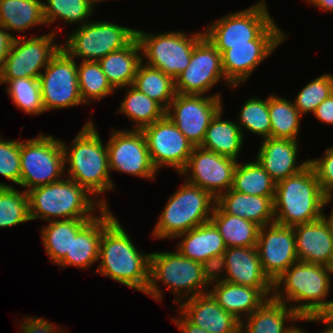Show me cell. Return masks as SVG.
Listing matches in <instances>:
<instances>
[{
	"instance_id": "cell-3",
	"label": "cell",
	"mask_w": 333,
	"mask_h": 333,
	"mask_svg": "<svg viewBox=\"0 0 333 333\" xmlns=\"http://www.w3.org/2000/svg\"><path fill=\"white\" fill-rule=\"evenodd\" d=\"M275 223L295 226L318 220L328 202L312 166L276 183L273 199Z\"/></svg>"
},
{
	"instance_id": "cell-34",
	"label": "cell",
	"mask_w": 333,
	"mask_h": 333,
	"mask_svg": "<svg viewBox=\"0 0 333 333\" xmlns=\"http://www.w3.org/2000/svg\"><path fill=\"white\" fill-rule=\"evenodd\" d=\"M46 25L41 0H0V25L8 32H25L36 25Z\"/></svg>"
},
{
	"instance_id": "cell-33",
	"label": "cell",
	"mask_w": 333,
	"mask_h": 333,
	"mask_svg": "<svg viewBox=\"0 0 333 333\" xmlns=\"http://www.w3.org/2000/svg\"><path fill=\"white\" fill-rule=\"evenodd\" d=\"M93 218H77L48 222L40 230L45 251L56 265L70 253L72 239Z\"/></svg>"
},
{
	"instance_id": "cell-59",
	"label": "cell",
	"mask_w": 333,
	"mask_h": 333,
	"mask_svg": "<svg viewBox=\"0 0 333 333\" xmlns=\"http://www.w3.org/2000/svg\"><path fill=\"white\" fill-rule=\"evenodd\" d=\"M297 333H305L304 330L300 329Z\"/></svg>"
},
{
	"instance_id": "cell-25",
	"label": "cell",
	"mask_w": 333,
	"mask_h": 333,
	"mask_svg": "<svg viewBox=\"0 0 333 333\" xmlns=\"http://www.w3.org/2000/svg\"><path fill=\"white\" fill-rule=\"evenodd\" d=\"M209 290L218 304L242 321L243 313L248 317L267 299L272 298L273 287H250L223 281ZM270 295V296H269Z\"/></svg>"
},
{
	"instance_id": "cell-8",
	"label": "cell",
	"mask_w": 333,
	"mask_h": 333,
	"mask_svg": "<svg viewBox=\"0 0 333 333\" xmlns=\"http://www.w3.org/2000/svg\"><path fill=\"white\" fill-rule=\"evenodd\" d=\"M215 204L216 199L209 192L185 181L162 210L153 229V237L176 238L210 221Z\"/></svg>"
},
{
	"instance_id": "cell-21",
	"label": "cell",
	"mask_w": 333,
	"mask_h": 333,
	"mask_svg": "<svg viewBox=\"0 0 333 333\" xmlns=\"http://www.w3.org/2000/svg\"><path fill=\"white\" fill-rule=\"evenodd\" d=\"M281 42L283 40H253L251 45L230 46L221 54L226 83L233 88L244 83Z\"/></svg>"
},
{
	"instance_id": "cell-35",
	"label": "cell",
	"mask_w": 333,
	"mask_h": 333,
	"mask_svg": "<svg viewBox=\"0 0 333 333\" xmlns=\"http://www.w3.org/2000/svg\"><path fill=\"white\" fill-rule=\"evenodd\" d=\"M128 87L129 89L125 87L127 93L123 97L118 112H122L134 122L133 129L142 130L166 115V109L157 101L140 92L133 85Z\"/></svg>"
},
{
	"instance_id": "cell-20",
	"label": "cell",
	"mask_w": 333,
	"mask_h": 333,
	"mask_svg": "<svg viewBox=\"0 0 333 333\" xmlns=\"http://www.w3.org/2000/svg\"><path fill=\"white\" fill-rule=\"evenodd\" d=\"M178 305L191 323L209 333H240L241 321L225 311L210 292L187 298Z\"/></svg>"
},
{
	"instance_id": "cell-50",
	"label": "cell",
	"mask_w": 333,
	"mask_h": 333,
	"mask_svg": "<svg viewBox=\"0 0 333 333\" xmlns=\"http://www.w3.org/2000/svg\"><path fill=\"white\" fill-rule=\"evenodd\" d=\"M7 30L0 25V73L2 72L5 59L10 50L11 44L14 39V35L9 33Z\"/></svg>"
},
{
	"instance_id": "cell-16",
	"label": "cell",
	"mask_w": 333,
	"mask_h": 333,
	"mask_svg": "<svg viewBox=\"0 0 333 333\" xmlns=\"http://www.w3.org/2000/svg\"><path fill=\"white\" fill-rule=\"evenodd\" d=\"M109 171H118L146 179L158 172L151 162L142 130H115L107 143Z\"/></svg>"
},
{
	"instance_id": "cell-36",
	"label": "cell",
	"mask_w": 333,
	"mask_h": 333,
	"mask_svg": "<svg viewBox=\"0 0 333 333\" xmlns=\"http://www.w3.org/2000/svg\"><path fill=\"white\" fill-rule=\"evenodd\" d=\"M231 189L249 195L274 197L276 182L255 160L236 164Z\"/></svg>"
},
{
	"instance_id": "cell-53",
	"label": "cell",
	"mask_w": 333,
	"mask_h": 333,
	"mask_svg": "<svg viewBox=\"0 0 333 333\" xmlns=\"http://www.w3.org/2000/svg\"><path fill=\"white\" fill-rule=\"evenodd\" d=\"M320 316L329 324L333 326V300H330L327 308L320 314Z\"/></svg>"
},
{
	"instance_id": "cell-38",
	"label": "cell",
	"mask_w": 333,
	"mask_h": 333,
	"mask_svg": "<svg viewBox=\"0 0 333 333\" xmlns=\"http://www.w3.org/2000/svg\"><path fill=\"white\" fill-rule=\"evenodd\" d=\"M271 137L298 140L302 115L294 103L274 95L268 97Z\"/></svg>"
},
{
	"instance_id": "cell-28",
	"label": "cell",
	"mask_w": 333,
	"mask_h": 333,
	"mask_svg": "<svg viewBox=\"0 0 333 333\" xmlns=\"http://www.w3.org/2000/svg\"><path fill=\"white\" fill-rule=\"evenodd\" d=\"M274 197L244 194L231 188L216 199L227 214L255 222L260 227L275 223Z\"/></svg>"
},
{
	"instance_id": "cell-10",
	"label": "cell",
	"mask_w": 333,
	"mask_h": 333,
	"mask_svg": "<svg viewBox=\"0 0 333 333\" xmlns=\"http://www.w3.org/2000/svg\"><path fill=\"white\" fill-rule=\"evenodd\" d=\"M203 37V32L187 36L180 31L151 34L136 30L142 61L144 57L148 59L144 64L160 69L174 80L188 67L194 46Z\"/></svg>"
},
{
	"instance_id": "cell-49",
	"label": "cell",
	"mask_w": 333,
	"mask_h": 333,
	"mask_svg": "<svg viewBox=\"0 0 333 333\" xmlns=\"http://www.w3.org/2000/svg\"><path fill=\"white\" fill-rule=\"evenodd\" d=\"M319 121L333 125V93L312 113Z\"/></svg>"
},
{
	"instance_id": "cell-12",
	"label": "cell",
	"mask_w": 333,
	"mask_h": 333,
	"mask_svg": "<svg viewBox=\"0 0 333 333\" xmlns=\"http://www.w3.org/2000/svg\"><path fill=\"white\" fill-rule=\"evenodd\" d=\"M57 31L42 36H32L27 39L14 37L5 63L0 73V80L18 78H37L41 69L45 68L59 52L62 45L55 41Z\"/></svg>"
},
{
	"instance_id": "cell-29",
	"label": "cell",
	"mask_w": 333,
	"mask_h": 333,
	"mask_svg": "<svg viewBox=\"0 0 333 333\" xmlns=\"http://www.w3.org/2000/svg\"><path fill=\"white\" fill-rule=\"evenodd\" d=\"M182 238L177 250L186 258L202 263L217 255L224 254L227 247L217 228L211 221L178 235Z\"/></svg>"
},
{
	"instance_id": "cell-57",
	"label": "cell",
	"mask_w": 333,
	"mask_h": 333,
	"mask_svg": "<svg viewBox=\"0 0 333 333\" xmlns=\"http://www.w3.org/2000/svg\"><path fill=\"white\" fill-rule=\"evenodd\" d=\"M329 270H330V273L332 275L333 274V259H332L331 264L329 265Z\"/></svg>"
},
{
	"instance_id": "cell-26",
	"label": "cell",
	"mask_w": 333,
	"mask_h": 333,
	"mask_svg": "<svg viewBox=\"0 0 333 333\" xmlns=\"http://www.w3.org/2000/svg\"><path fill=\"white\" fill-rule=\"evenodd\" d=\"M223 281L250 287H273L264 273L257 247H231L224 252Z\"/></svg>"
},
{
	"instance_id": "cell-1",
	"label": "cell",
	"mask_w": 333,
	"mask_h": 333,
	"mask_svg": "<svg viewBox=\"0 0 333 333\" xmlns=\"http://www.w3.org/2000/svg\"><path fill=\"white\" fill-rule=\"evenodd\" d=\"M330 277L329 266L298 260L274 281L271 295L287 306L295 302L290 307L303 320L319 316L330 303L326 299L331 290Z\"/></svg>"
},
{
	"instance_id": "cell-4",
	"label": "cell",
	"mask_w": 333,
	"mask_h": 333,
	"mask_svg": "<svg viewBox=\"0 0 333 333\" xmlns=\"http://www.w3.org/2000/svg\"><path fill=\"white\" fill-rule=\"evenodd\" d=\"M27 195L30 221L39 218L51 222L60 220L58 217H62L61 220L94 218L95 208L101 211L108 207L106 200L91 197L84 187L68 177L30 189Z\"/></svg>"
},
{
	"instance_id": "cell-52",
	"label": "cell",
	"mask_w": 333,
	"mask_h": 333,
	"mask_svg": "<svg viewBox=\"0 0 333 333\" xmlns=\"http://www.w3.org/2000/svg\"><path fill=\"white\" fill-rule=\"evenodd\" d=\"M311 5L324 9L325 11L333 12V0H306Z\"/></svg>"
},
{
	"instance_id": "cell-2",
	"label": "cell",
	"mask_w": 333,
	"mask_h": 333,
	"mask_svg": "<svg viewBox=\"0 0 333 333\" xmlns=\"http://www.w3.org/2000/svg\"><path fill=\"white\" fill-rule=\"evenodd\" d=\"M98 260L101 262L96 273L146 292L149 285L150 254L137 250L117 218L103 231Z\"/></svg>"
},
{
	"instance_id": "cell-37",
	"label": "cell",
	"mask_w": 333,
	"mask_h": 333,
	"mask_svg": "<svg viewBox=\"0 0 333 333\" xmlns=\"http://www.w3.org/2000/svg\"><path fill=\"white\" fill-rule=\"evenodd\" d=\"M143 63L138 66L133 86L167 109L176 95L174 79Z\"/></svg>"
},
{
	"instance_id": "cell-45",
	"label": "cell",
	"mask_w": 333,
	"mask_h": 333,
	"mask_svg": "<svg viewBox=\"0 0 333 333\" xmlns=\"http://www.w3.org/2000/svg\"><path fill=\"white\" fill-rule=\"evenodd\" d=\"M0 174L16 185L20 184V141L0 138Z\"/></svg>"
},
{
	"instance_id": "cell-32",
	"label": "cell",
	"mask_w": 333,
	"mask_h": 333,
	"mask_svg": "<svg viewBox=\"0 0 333 333\" xmlns=\"http://www.w3.org/2000/svg\"><path fill=\"white\" fill-rule=\"evenodd\" d=\"M210 221L221 234L227 248L257 246L260 226L255 222L227 214L217 204Z\"/></svg>"
},
{
	"instance_id": "cell-24",
	"label": "cell",
	"mask_w": 333,
	"mask_h": 333,
	"mask_svg": "<svg viewBox=\"0 0 333 333\" xmlns=\"http://www.w3.org/2000/svg\"><path fill=\"white\" fill-rule=\"evenodd\" d=\"M298 141L281 138H266L257 153L256 160L277 183L304 169L309 160L297 165Z\"/></svg>"
},
{
	"instance_id": "cell-56",
	"label": "cell",
	"mask_w": 333,
	"mask_h": 333,
	"mask_svg": "<svg viewBox=\"0 0 333 333\" xmlns=\"http://www.w3.org/2000/svg\"><path fill=\"white\" fill-rule=\"evenodd\" d=\"M328 202L330 203L331 200H333V191L330 192V194L327 195Z\"/></svg>"
},
{
	"instance_id": "cell-5",
	"label": "cell",
	"mask_w": 333,
	"mask_h": 333,
	"mask_svg": "<svg viewBox=\"0 0 333 333\" xmlns=\"http://www.w3.org/2000/svg\"><path fill=\"white\" fill-rule=\"evenodd\" d=\"M96 129L89 120L69 147L61 141L65 164L69 163L68 178L84 187L93 197L114 188L108 167L107 145H103Z\"/></svg>"
},
{
	"instance_id": "cell-41",
	"label": "cell",
	"mask_w": 333,
	"mask_h": 333,
	"mask_svg": "<svg viewBox=\"0 0 333 333\" xmlns=\"http://www.w3.org/2000/svg\"><path fill=\"white\" fill-rule=\"evenodd\" d=\"M7 83L6 92L15 106L27 114L39 115L45 112L42 104L40 82L37 78H18L0 80V84Z\"/></svg>"
},
{
	"instance_id": "cell-48",
	"label": "cell",
	"mask_w": 333,
	"mask_h": 333,
	"mask_svg": "<svg viewBox=\"0 0 333 333\" xmlns=\"http://www.w3.org/2000/svg\"><path fill=\"white\" fill-rule=\"evenodd\" d=\"M21 325L22 333H63L60 327L35 316L24 319Z\"/></svg>"
},
{
	"instance_id": "cell-58",
	"label": "cell",
	"mask_w": 333,
	"mask_h": 333,
	"mask_svg": "<svg viewBox=\"0 0 333 333\" xmlns=\"http://www.w3.org/2000/svg\"><path fill=\"white\" fill-rule=\"evenodd\" d=\"M94 4L101 2L102 0H91Z\"/></svg>"
},
{
	"instance_id": "cell-43",
	"label": "cell",
	"mask_w": 333,
	"mask_h": 333,
	"mask_svg": "<svg viewBox=\"0 0 333 333\" xmlns=\"http://www.w3.org/2000/svg\"><path fill=\"white\" fill-rule=\"evenodd\" d=\"M242 131V128L263 137H271V121L268 111V98L248 99L239 113V122H236Z\"/></svg>"
},
{
	"instance_id": "cell-55",
	"label": "cell",
	"mask_w": 333,
	"mask_h": 333,
	"mask_svg": "<svg viewBox=\"0 0 333 333\" xmlns=\"http://www.w3.org/2000/svg\"><path fill=\"white\" fill-rule=\"evenodd\" d=\"M323 218L325 219V221L328 223L331 233L333 235V209L331 211V214L329 215V217H326V215H323Z\"/></svg>"
},
{
	"instance_id": "cell-51",
	"label": "cell",
	"mask_w": 333,
	"mask_h": 333,
	"mask_svg": "<svg viewBox=\"0 0 333 333\" xmlns=\"http://www.w3.org/2000/svg\"><path fill=\"white\" fill-rule=\"evenodd\" d=\"M180 315V319L173 318L172 321L174 320V324L177 325V327L182 333H209L208 331L191 323L181 312Z\"/></svg>"
},
{
	"instance_id": "cell-39",
	"label": "cell",
	"mask_w": 333,
	"mask_h": 333,
	"mask_svg": "<svg viewBox=\"0 0 333 333\" xmlns=\"http://www.w3.org/2000/svg\"><path fill=\"white\" fill-rule=\"evenodd\" d=\"M77 72L81 99L86 105L91 99L100 100L116 91L98 61H81L79 66L77 64Z\"/></svg>"
},
{
	"instance_id": "cell-22",
	"label": "cell",
	"mask_w": 333,
	"mask_h": 333,
	"mask_svg": "<svg viewBox=\"0 0 333 333\" xmlns=\"http://www.w3.org/2000/svg\"><path fill=\"white\" fill-rule=\"evenodd\" d=\"M100 215L91 219L76 237H73L70 253H67L57 266L64 268L70 265L88 269L93 263L98 262L103 231L116 219L108 207L103 208Z\"/></svg>"
},
{
	"instance_id": "cell-17",
	"label": "cell",
	"mask_w": 333,
	"mask_h": 333,
	"mask_svg": "<svg viewBox=\"0 0 333 333\" xmlns=\"http://www.w3.org/2000/svg\"><path fill=\"white\" fill-rule=\"evenodd\" d=\"M237 163L233 158L195 146L180 174H189L185 179L187 182L199 186L217 199L232 187Z\"/></svg>"
},
{
	"instance_id": "cell-27",
	"label": "cell",
	"mask_w": 333,
	"mask_h": 333,
	"mask_svg": "<svg viewBox=\"0 0 333 333\" xmlns=\"http://www.w3.org/2000/svg\"><path fill=\"white\" fill-rule=\"evenodd\" d=\"M241 321L240 333H297L300 327L285 325L303 319L290 307L273 298L267 299L251 315ZM245 323V324H244Z\"/></svg>"
},
{
	"instance_id": "cell-15",
	"label": "cell",
	"mask_w": 333,
	"mask_h": 333,
	"mask_svg": "<svg viewBox=\"0 0 333 333\" xmlns=\"http://www.w3.org/2000/svg\"><path fill=\"white\" fill-rule=\"evenodd\" d=\"M151 162L160 167L175 168L180 174L195 147L167 115L142 129Z\"/></svg>"
},
{
	"instance_id": "cell-42",
	"label": "cell",
	"mask_w": 333,
	"mask_h": 333,
	"mask_svg": "<svg viewBox=\"0 0 333 333\" xmlns=\"http://www.w3.org/2000/svg\"><path fill=\"white\" fill-rule=\"evenodd\" d=\"M43 3L44 20L46 24L54 23L56 19L72 24L88 22L86 19L93 14L94 3L91 0H45Z\"/></svg>"
},
{
	"instance_id": "cell-13",
	"label": "cell",
	"mask_w": 333,
	"mask_h": 333,
	"mask_svg": "<svg viewBox=\"0 0 333 333\" xmlns=\"http://www.w3.org/2000/svg\"><path fill=\"white\" fill-rule=\"evenodd\" d=\"M39 82L45 111L84 105L78 84L76 61L63 48L44 68Z\"/></svg>"
},
{
	"instance_id": "cell-30",
	"label": "cell",
	"mask_w": 333,
	"mask_h": 333,
	"mask_svg": "<svg viewBox=\"0 0 333 333\" xmlns=\"http://www.w3.org/2000/svg\"><path fill=\"white\" fill-rule=\"evenodd\" d=\"M140 44L135 37L122 49L110 52L98 62L114 89L133 85L139 64L142 62Z\"/></svg>"
},
{
	"instance_id": "cell-54",
	"label": "cell",
	"mask_w": 333,
	"mask_h": 333,
	"mask_svg": "<svg viewBox=\"0 0 333 333\" xmlns=\"http://www.w3.org/2000/svg\"><path fill=\"white\" fill-rule=\"evenodd\" d=\"M303 321H309V322L321 321L327 326V328L324 329L321 333H333V326L329 325L320 315L305 319Z\"/></svg>"
},
{
	"instance_id": "cell-18",
	"label": "cell",
	"mask_w": 333,
	"mask_h": 333,
	"mask_svg": "<svg viewBox=\"0 0 333 333\" xmlns=\"http://www.w3.org/2000/svg\"><path fill=\"white\" fill-rule=\"evenodd\" d=\"M221 78L226 80L221 53L204 36L194 46L188 67L174 80L175 91L179 94L205 95L222 81Z\"/></svg>"
},
{
	"instance_id": "cell-23",
	"label": "cell",
	"mask_w": 333,
	"mask_h": 333,
	"mask_svg": "<svg viewBox=\"0 0 333 333\" xmlns=\"http://www.w3.org/2000/svg\"><path fill=\"white\" fill-rule=\"evenodd\" d=\"M293 227L298 260L329 266L333 259V235L325 219Z\"/></svg>"
},
{
	"instance_id": "cell-47",
	"label": "cell",
	"mask_w": 333,
	"mask_h": 333,
	"mask_svg": "<svg viewBox=\"0 0 333 333\" xmlns=\"http://www.w3.org/2000/svg\"><path fill=\"white\" fill-rule=\"evenodd\" d=\"M202 275L207 284L210 282L215 284L223 282L221 278V271H226L225 256L224 254L213 256L202 263Z\"/></svg>"
},
{
	"instance_id": "cell-31",
	"label": "cell",
	"mask_w": 333,
	"mask_h": 333,
	"mask_svg": "<svg viewBox=\"0 0 333 333\" xmlns=\"http://www.w3.org/2000/svg\"><path fill=\"white\" fill-rule=\"evenodd\" d=\"M220 110L211 120L200 147L237 160L243 144V134L234 121L222 120Z\"/></svg>"
},
{
	"instance_id": "cell-19",
	"label": "cell",
	"mask_w": 333,
	"mask_h": 333,
	"mask_svg": "<svg viewBox=\"0 0 333 333\" xmlns=\"http://www.w3.org/2000/svg\"><path fill=\"white\" fill-rule=\"evenodd\" d=\"M256 247L263 271L273 283L298 261L292 226L272 223L260 227Z\"/></svg>"
},
{
	"instance_id": "cell-9",
	"label": "cell",
	"mask_w": 333,
	"mask_h": 333,
	"mask_svg": "<svg viewBox=\"0 0 333 333\" xmlns=\"http://www.w3.org/2000/svg\"><path fill=\"white\" fill-rule=\"evenodd\" d=\"M20 168L19 185L26 187V192L61 180L66 170L61 140L40 133L20 141Z\"/></svg>"
},
{
	"instance_id": "cell-40",
	"label": "cell",
	"mask_w": 333,
	"mask_h": 333,
	"mask_svg": "<svg viewBox=\"0 0 333 333\" xmlns=\"http://www.w3.org/2000/svg\"><path fill=\"white\" fill-rule=\"evenodd\" d=\"M30 221L28 195L14 186L0 183V228Z\"/></svg>"
},
{
	"instance_id": "cell-14",
	"label": "cell",
	"mask_w": 333,
	"mask_h": 333,
	"mask_svg": "<svg viewBox=\"0 0 333 333\" xmlns=\"http://www.w3.org/2000/svg\"><path fill=\"white\" fill-rule=\"evenodd\" d=\"M221 100L220 94L206 97L176 93L166 115L194 146H200L211 120L223 110Z\"/></svg>"
},
{
	"instance_id": "cell-11",
	"label": "cell",
	"mask_w": 333,
	"mask_h": 333,
	"mask_svg": "<svg viewBox=\"0 0 333 333\" xmlns=\"http://www.w3.org/2000/svg\"><path fill=\"white\" fill-rule=\"evenodd\" d=\"M136 37V29L115 23L94 21L79 26L62 48L72 57L82 61H99L110 52L127 46Z\"/></svg>"
},
{
	"instance_id": "cell-46",
	"label": "cell",
	"mask_w": 333,
	"mask_h": 333,
	"mask_svg": "<svg viewBox=\"0 0 333 333\" xmlns=\"http://www.w3.org/2000/svg\"><path fill=\"white\" fill-rule=\"evenodd\" d=\"M309 164L314 169L322 190L328 195L333 191V146L325 150L319 159H310Z\"/></svg>"
},
{
	"instance_id": "cell-7",
	"label": "cell",
	"mask_w": 333,
	"mask_h": 333,
	"mask_svg": "<svg viewBox=\"0 0 333 333\" xmlns=\"http://www.w3.org/2000/svg\"><path fill=\"white\" fill-rule=\"evenodd\" d=\"M157 281L176 295V304L209 291L205 289L208 285L203 279L202 264L184 257L178 250L150 253L149 285L145 294L161 301L162 290Z\"/></svg>"
},
{
	"instance_id": "cell-44",
	"label": "cell",
	"mask_w": 333,
	"mask_h": 333,
	"mask_svg": "<svg viewBox=\"0 0 333 333\" xmlns=\"http://www.w3.org/2000/svg\"><path fill=\"white\" fill-rule=\"evenodd\" d=\"M333 93V75L323 74L301 89L298 92L294 106L301 115L314 112L326 98Z\"/></svg>"
},
{
	"instance_id": "cell-6",
	"label": "cell",
	"mask_w": 333,
	"mask_h": 333,
	"mask_svg": "<svg viewBox=\"0 0 333 333\" xmlns=\"http://www.w3.org/2000/svg\"><path fill=\"white\" fill-rule=\"evenodd\" d=\"M204 31V36L221 54L230 46L251 45L253 40H284L287 36L270 16L264 1L230 13Z\"/></svg>"
}]
</instances>
